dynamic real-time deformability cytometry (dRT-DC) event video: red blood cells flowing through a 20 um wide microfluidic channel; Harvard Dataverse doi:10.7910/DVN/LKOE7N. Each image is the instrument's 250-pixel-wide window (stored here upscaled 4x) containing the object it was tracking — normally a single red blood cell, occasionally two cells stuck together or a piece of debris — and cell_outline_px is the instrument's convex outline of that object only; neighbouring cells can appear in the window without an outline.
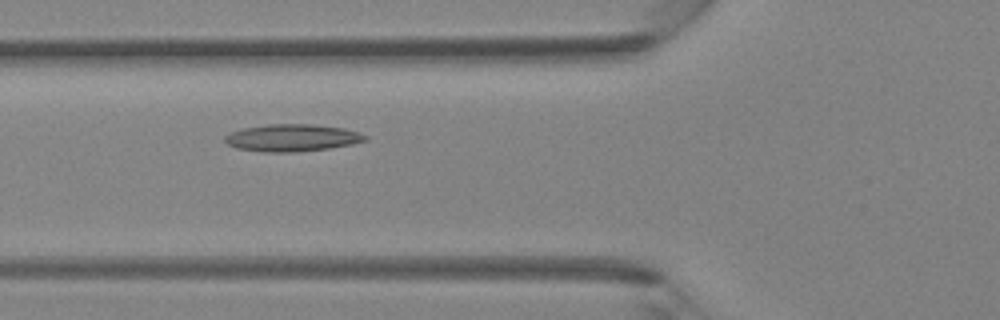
{"species": "Egyptian fruit bat (a non-hibernating species)", "species_latin": "Rousettus aegyptiacus", "temperature_condition": "room temperature", "stored_images_in_passage": 41, "camera_frame_rate_fps": 3000, "um_per_image_px": 0.085, "animal": {"sex": "female"}, "frame": {"image": 1, "passage_image": 14, "time_ms": 4.333, "image_size_px": [1000, 320], "cell_outline_px": [[368, 140], [352, 144], [328, 148], [296, 152], [264, 152], [236, 148], [228, 144], [224, 140], [224, 136], [232, 132], [244, 128], [268, 124], [312, 124], [344, 128], [360, 132], [368, 136]], "centroid_in_image_um": [24.86, 11.71], "position_along_channel_um": 100.9, "area_um2": 22.25}}
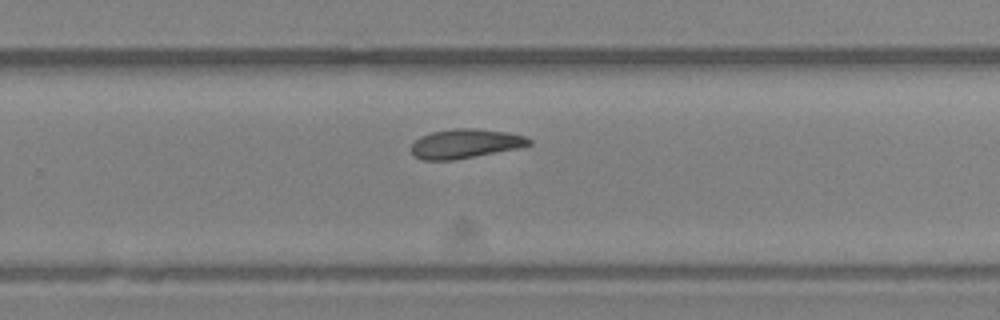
{"frame": {"image": 2, "passage_image": 26, "time_ms": 8.333, "image_size_px": [1000, 320], "cell_outline_px": [[532, 144], [520, 148], [452, 160], [424, 160], [416, 156], [412, 152], [412, 144], [420, 136], [432, 132], [456, 128], [472, 128], [508, 132], [524, 136], [532, 140]], "centroid_in_image_um": [39.58, 12.2], "position_along_channel_um": 290.2, "area_um2": 19.94}}
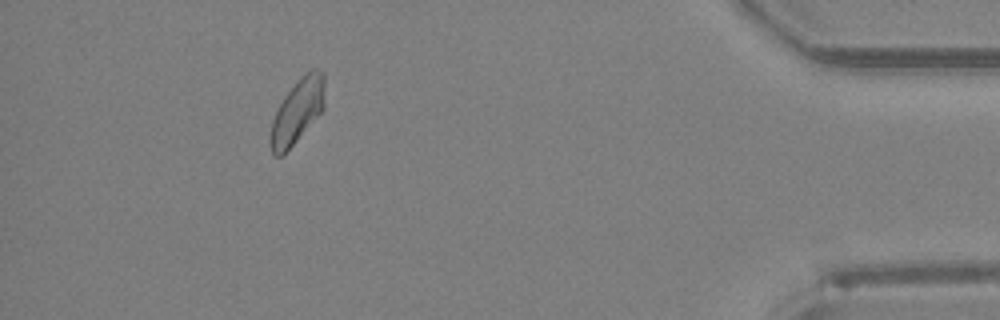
{"frame": {"image": 3, "passage_image": 37, "time_ms": 12.0, "image_size_px": [1000, 320], "cell_outline_px": [[324, 108], [296, 140], [280, 156], [276, 156], [272, 152], [268, 144], [268, 140], [272, 120], [284, 96], [300, 76], [304, 72], [312, 68], [316, 68], [324, 72]], "centroid_in_image_um": [25.26, 9.4], "position_along_channel_um": 409.9, "area_um2": 20.17}}